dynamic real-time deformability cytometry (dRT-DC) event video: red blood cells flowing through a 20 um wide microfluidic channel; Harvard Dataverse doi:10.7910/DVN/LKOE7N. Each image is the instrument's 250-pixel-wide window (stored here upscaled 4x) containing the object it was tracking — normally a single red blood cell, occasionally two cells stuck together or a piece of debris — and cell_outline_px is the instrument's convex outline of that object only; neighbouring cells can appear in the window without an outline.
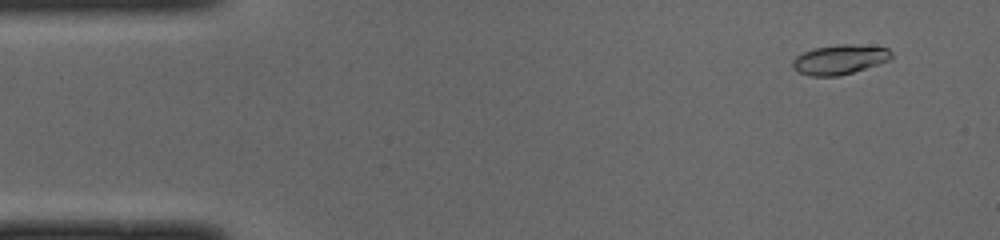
{"species": "common noctule bat (a hibernating species)", "species_latin": "Nyctalus noctula", "temperature_condition": "cold", "stored_images_in_passage": 47, "camera_frame_rate_fps": 3000, "um_per_image_px": 0.085, "animal": {"sex": "male", "body_mass_g": 19.0, "forearm_length_mm": 50.8}, "frame": {"image": 1, "passage_image": 1, "time_ms": 0.0, "image_size_px": [1000, 240], "cell_outline_px": [[892, 56], [888, 60], [852, 72], [836, 76], [812, 76], [800, 72], [792, 68], [792, 60], [796, 56], [812, 48], [836, 44], [852, 44], [888, 48], [892, 52]], "centroid_in_image_um": [71.33, 5.04], "position_along_channel_um": 13.7, "area_um2": 16.88}}
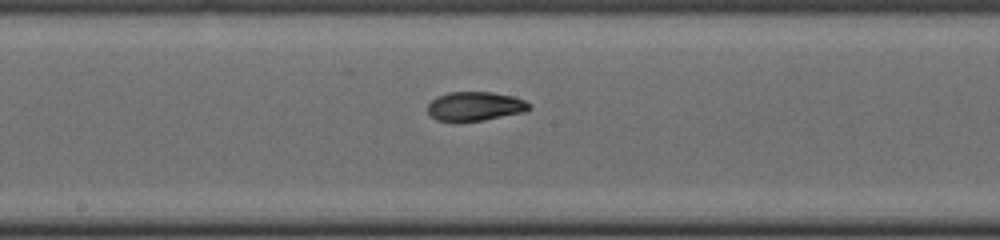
{"frame": {"image": 2, "passage_image": 23, "time_ms": 7.333, "image_size_px": [1000, 240], "cell_outline_px": [[532, 108], [524, 112], [484, 120], [436, 120], [428, 112], [428, 104], [436, 96], [448, 92], [492, 92], [512, 96], [524, 100], [532, 104]], "centroid_in_image_um": [40.41, 9.01], "position_along_channel_um": 207.8, "area_um2": 17.05}}
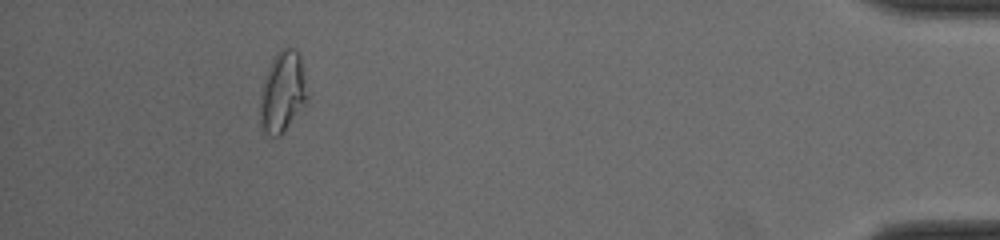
{"frame": {"image": 3, "passage_image": 43, "time_ms": 14.0, "image_size_px": [1000, 240], "cell_outline_px": [[308, 96], [304, 104], [280, 136], [268, 136], [260, 132], [260, 92], [264, 76], [276, 52], [280, 48], [296, 48], [300, 56]], "centroid_in_image_um": [23.97, 7.83], "position_along_channel_um": 411.2, "area_um2": 22.37}, "authors_computed_cell_mechanics": {"area_um2": 17.5712, "velocity_mm_per_s": 4.0101, "shape_relaxation_time_tau1_ms": null, "shape_relaxation_time_tau2_ms": 2.2983, "deformation_change_tau1": null, "deformation_change_tau2": 0.0735}}